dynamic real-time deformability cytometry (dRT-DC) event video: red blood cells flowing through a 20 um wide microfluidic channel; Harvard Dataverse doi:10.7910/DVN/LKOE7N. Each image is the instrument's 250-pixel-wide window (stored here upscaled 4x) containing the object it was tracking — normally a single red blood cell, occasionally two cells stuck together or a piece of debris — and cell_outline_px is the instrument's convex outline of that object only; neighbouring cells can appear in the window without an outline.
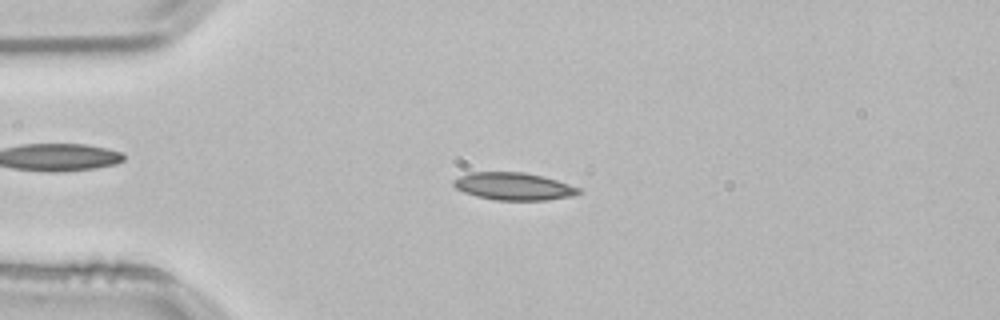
{"species": "common noctule bat (a hibernating species)", "species_latin": "Nyctalus noctula", "temperature_condition": "room temperature", "stored_images_in_passage": 52, "camera_frame_rate_fps": 3000, "um_per_image_px": 0.085, "animal": {"sex": "male", "body_mass_g": 21.5, "forearm_length_mm": 52.0}, "frame": {"image": 1, "passage_image": 12, "time_ms": 3.667, "image_size_px": [1000, 320], "cell_outline_px": [[580, 192], [572, 196], [548, 200], [496, 200], [476, 196], [464, 192], [456, 188], [452, 184], [452, 180], [468, 172], [524, 172], [544, 176], [580, 188]], "centroid_in_image_um": [43.63, 15.83], "position_along_channel_um": 41.4, "area_um2": 20.06}}
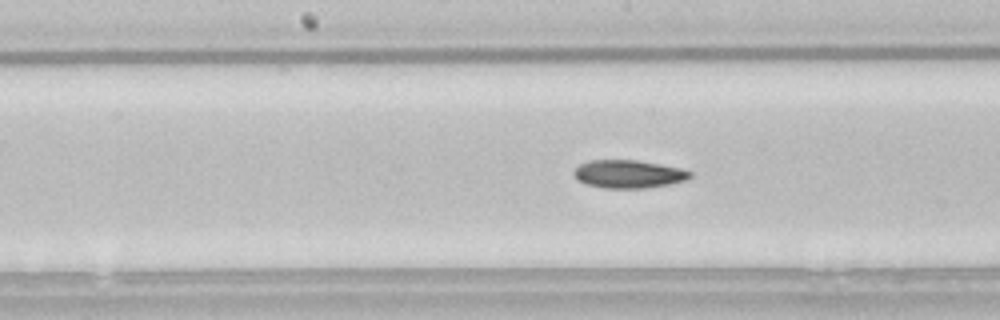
{"frame": {"image": 2, "passage_image": 26, "time_ms": 8.333, "image_size_px": [1000, 320], "cell_outline_px": [[692, 176], [684, 180], [668, 184], [644, 188], [604, 188], [584, 184], [576, 180], [572, 172], [580, 164], [588, 160], [636, 160], [660, 164], [680, 168], [692, 172]], "centroid_in_image_um": [53.37, 14.79], "position_along_channel_um": 194.8, "area_um2": 19.02}}
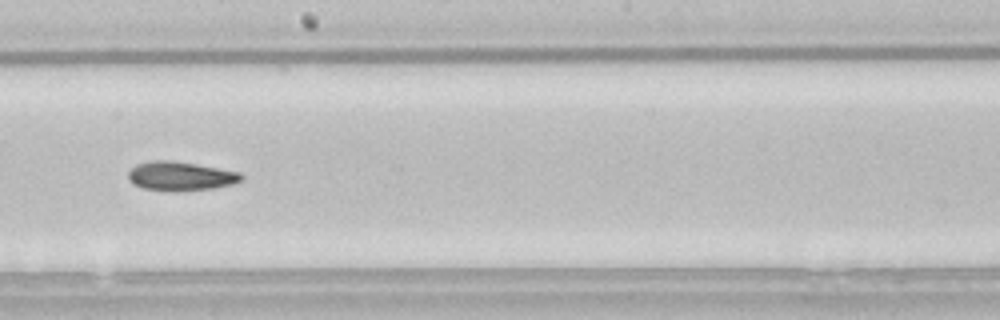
{"frame": {"image": 3, "passage_image": 29, "time_ms": 9.333, "image_size_px": [1000, 320], "cell_outline_px": [[244, 180], [232, 184], [212, 188], [176, 192], [172, 192], [144, 188], [128, 180], [128, 172], [136, 164], [152, 160], [168, 160], [196, 164], [240, 172], [244, 176]], "centroid_in_image_um": [15.36, 14.97], "position_along_channel_um": 232.8, "area_um2": 19.19}}